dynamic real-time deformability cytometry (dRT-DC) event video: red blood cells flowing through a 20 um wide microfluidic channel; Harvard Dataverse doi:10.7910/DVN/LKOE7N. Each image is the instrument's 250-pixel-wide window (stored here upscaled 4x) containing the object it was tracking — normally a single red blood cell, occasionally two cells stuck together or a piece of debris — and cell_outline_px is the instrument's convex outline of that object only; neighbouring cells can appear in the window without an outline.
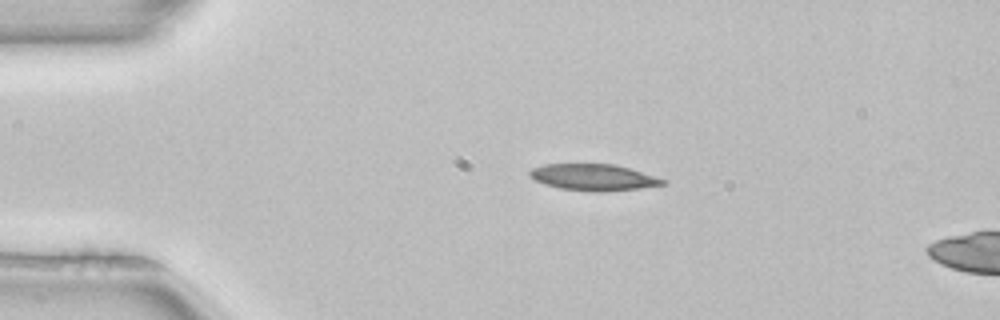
{"species": "common noctule bat (a hibernating species)", "species_latin": "Nyctalus noctula", "temperature_condition": "room temperature", "stored_images_in_passage": 2, "camera_frame_rate_fps": 3000, "um_per_image_px": 0.085, "animal": {"sex": "female", "body_mass_g": 22.7, "forearm_length_mm": 54.2}, "frame": {"image": 1, "passage_image": 1, "time_ms": 0.0, "image_size_px": [1000, 320], "cell_outline_px": [[668, 184], [640, 188], [604, 192], [592, 192], [560, 188], [544, 184], [536, 180], [528, 172], [532, 168], [544, 164], [616, 164], [668, 180]], "centroid_in_image_um": [50.5, 15.07], "position_along_channel_um": 34.5, "area_um2": 20.58}}